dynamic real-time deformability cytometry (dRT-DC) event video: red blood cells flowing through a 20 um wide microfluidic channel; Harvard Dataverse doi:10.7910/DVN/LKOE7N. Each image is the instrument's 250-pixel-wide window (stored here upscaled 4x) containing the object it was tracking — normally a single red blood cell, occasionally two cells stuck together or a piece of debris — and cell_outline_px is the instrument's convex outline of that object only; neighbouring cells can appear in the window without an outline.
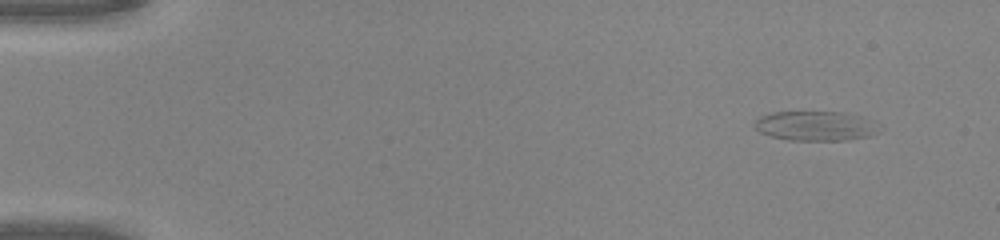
{"species": "common noctule bat (a hibernating species)", "species_latin": "Nyctalus noctula", "temperature_condition": "warm", "stored_images_in_passage": 46, "camera_frame_rate_fps": 3000, "um_per_image_px": 0.085, "animal": {"sex": "male", "body_mass_g": 20.0, "forearm_length_mm": 53.3}, "frame": {"image": 1, "passage_image": 1, "time_ms": 0.0, "image_size_px": [1000, 240], "cell_outline_px": [[872, 132], [868, 136], [848, 140], [788, 140], [772, 136], [760, 132], [752, 124], [760, 116], [772, 112], [844, 112], [860, 116]], "centroid_in_image_um": [69.08, 10.7], "position_along_channel_um": 15.9, "area_um2": 20.46}}
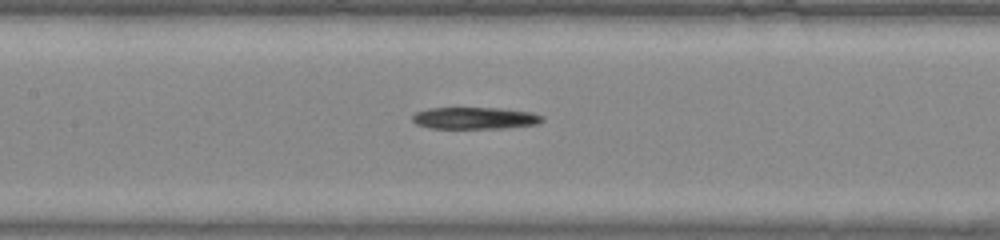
{"frame": {"image": 2, "passage_image": 21, "time_ms": 6.667, "image_size_px": [1000, 240], "cell_outline_px": [[544, 120], [540, 124], [504, 128], [428, 128], [416, 124], [412, 120], [412, 116], [416, 112], [428, 108], [500, 108], [532, 112], [540, 116]], "centroid_in_image_um": [40.36, 10.04], "position_along_channel_um": 167.0, "area_um2": 16.59}}
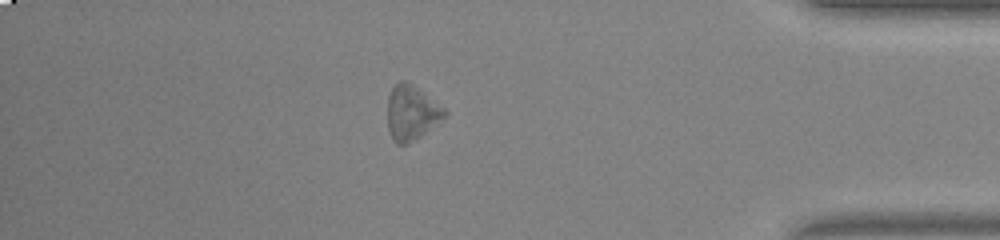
{"frame": {"image": 3, "passage_image": 40, "time_ms": 13.0, "image_size_px": [1000, 240], "cell_outline_px": [[448, 112], [444, 116], [420, 136], [408, 144], [396, 144], [392, 140], [388, 128], [388, 96], [392, 88], [400, 80], [404, 80], [412, 84], [444, 108]], "centroid_in_image_um": [34.94, 9.59], "position_along_channel_um": 400.3, "area_um2": 17.8}, "authors_computed_cell_mechanics": {"area_um2": 17.8891, "velocity_mm_per_s": 4.1892, "shape_relaxation_time_tau1_ms": 11.2323, "shape_relaxation_time_tau2_ms": null, "deformation_change_tau1": 0.2952, "deformation_change_tau2": null}}